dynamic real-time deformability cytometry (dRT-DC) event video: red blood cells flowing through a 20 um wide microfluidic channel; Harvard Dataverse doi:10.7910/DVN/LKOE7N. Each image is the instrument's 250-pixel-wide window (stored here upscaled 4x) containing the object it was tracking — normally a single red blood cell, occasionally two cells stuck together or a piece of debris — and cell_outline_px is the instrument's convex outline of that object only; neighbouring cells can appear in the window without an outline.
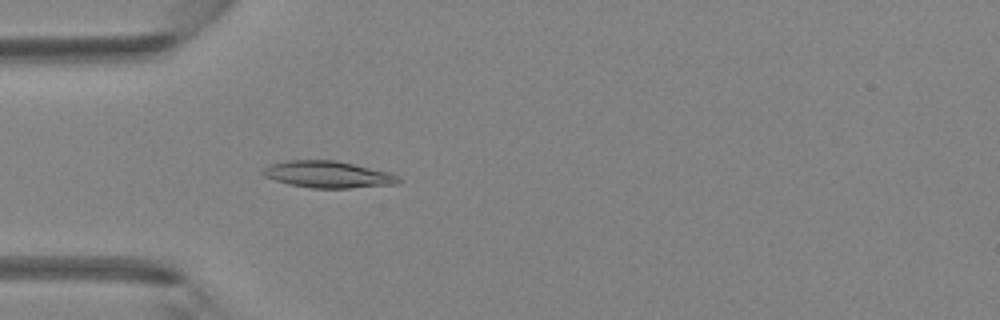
{"species": "Egyptian fruit bat (a non-hibernating species)", "species_latin": "Rousettus aegyptiacus", "temperature_condition": "room temperature", "stored_images_in_passage": 40, "camera_frame_rate_fps": 3000, "um_per_image_px": 0.085, "animal": {"sex": "female"}, "frame": {"image": 1, "passage_image": 9, "time_ms": 2.667, "image_size_px": [1000, 320], "cell_outline_px": [[400, 180], [396, 184], [348, 188], [312, 188], [288, 184], [264, 176], [260, 172], [268, 164], [288, 160], [336, 160], [392, 172], [400, 176]], "centroid_in_image_um": [27.88, 14.82], "position_along_channel_um": 57.1, "area_um2": 21.33}}
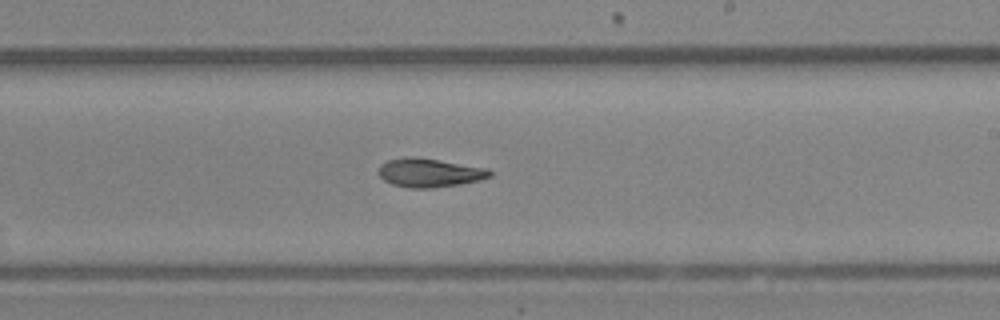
{"frame": {"image": 2, "passage_image": 22, "time_ms": 7.0, "image_size_px": [1000, 320], "cell_outline_px": [[492, 176], [480, 180], [460, 184], [428, 188], [408, 188], [392, 184], [384, 180], [376, 172], [380, 164], [388, 160], [412, 156], [416, 156], [488, 168], [492, 172]], "centroid_in_image_um": [36.49, 14.67], "position_along_channel_um": 252.5, "area_um2": 18.79}}
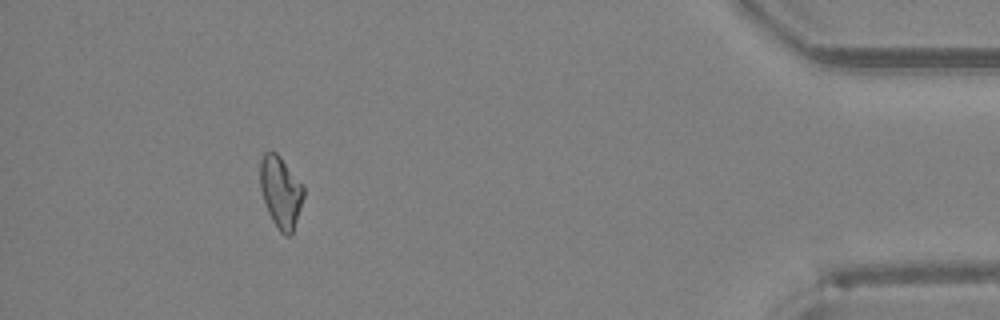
{"frame": {"image": 3, "passage_image": 36, "time_ms": 11.667, "image_size_px": [1000, 320], "cell_outline_px": [[304, 196], [292, 232], [288, 236], [284, 236], [280, 232], [272, 220], [268, 212], [260, 188], [260, 160], [264, 152], [276, 152], [280, 156], [304, 184]], "centroid_in_image_um": [23.86, 16.29], "position_along_channel_um": 411.3, "area_um2": 18.15}}